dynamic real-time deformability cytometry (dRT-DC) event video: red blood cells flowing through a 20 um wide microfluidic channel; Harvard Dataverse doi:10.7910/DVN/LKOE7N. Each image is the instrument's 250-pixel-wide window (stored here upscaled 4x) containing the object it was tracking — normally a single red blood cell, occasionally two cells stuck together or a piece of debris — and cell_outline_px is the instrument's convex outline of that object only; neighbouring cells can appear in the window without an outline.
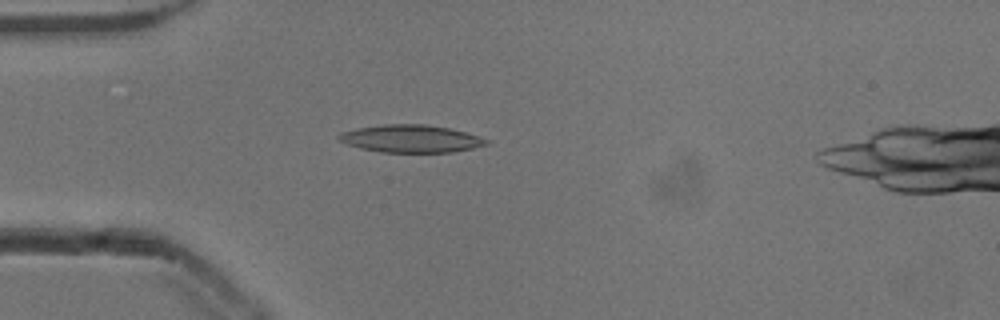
{"species": "common noctule bat (a hibernating species)", "species_latin": "Nyctalus noctula", "temperature_condition": "cold", "stored_images_in_passage": 52, "camera_frame_rate_fps": 3000, "um_per_image_px": 0.085, "animal": {"sex": "male", "body_mass_g": 13.3}, "frame": {"image": 1, "passage_image": 13, "time_ms": 4.0, "image_size_px": [1000, 320], "cell_outline_px": [[488, 144], [472, 148], [452, 152], [380, 152], [360, 148], [348, 144], [340, 140], [336, 136], [340, 132], [356, 128], [384, 124], [424, 124], [448, 128], [464, 132], [488, 140]], "centroid_in_image_um": [34.87, 11.78], "position_along_channel_um": 50.1, "area_um2": 23.47}}
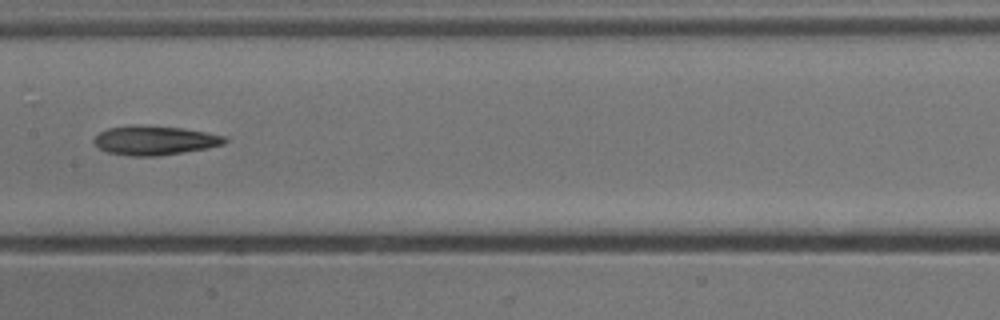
{"frame": {"image": 2, "passage_image": 25, "time_ms": 8.0, "image_size_px": [1000, 320], "cell_outline_px": [[228, 140], [224, 144], [208, 148], [156, 156], [128, 156], [108, 152], [100, 148], [92, 140], [100, 132], [108, 128], [132, 124], [144, 124], [184, 128], [224, 136]], "centroid_in_image_um": [13.13, 11.91], "position_along_channel_um": 194.3, "area_um2": 22.37}}
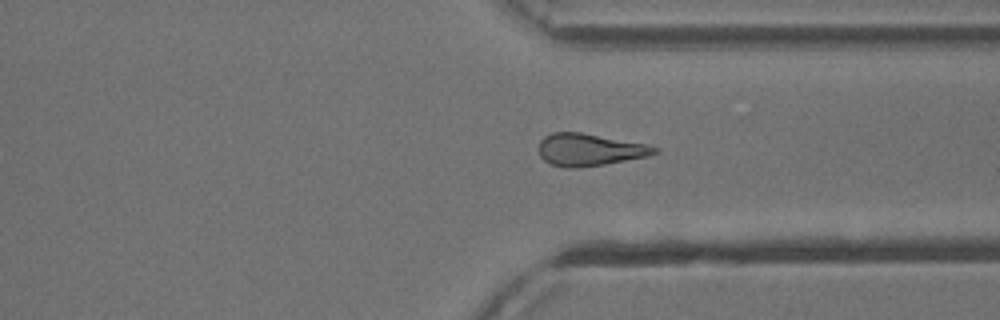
{"frame": {"image": 3, "passage_image": 38, "time_ms": 12.333, "image_size_px": [1000, 320], "cell_outline_px": [[660, 148], [656, 152], [648, 156], [604, 164], [572, 168], [564, 168], [552, 164], [544, 160], [540, 156], [540, 140], [544, 136], [552, 132], [580, 132], [648, 144]], "centroid_in_image_um": [50.11, 12.72], "position_along_channel_um": 361.3, "area_um2": 21.62}}